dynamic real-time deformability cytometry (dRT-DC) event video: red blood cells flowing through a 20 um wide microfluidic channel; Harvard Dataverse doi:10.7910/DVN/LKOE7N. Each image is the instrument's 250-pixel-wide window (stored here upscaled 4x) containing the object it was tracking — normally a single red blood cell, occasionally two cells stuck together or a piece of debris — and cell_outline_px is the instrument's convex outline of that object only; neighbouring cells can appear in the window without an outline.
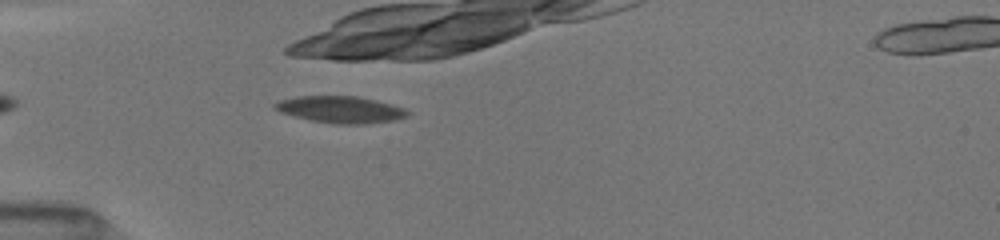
{"species": "common noctule bat (a hibernating species)", "species_latin": "Nyctalus noctula", "temperature_condition": "room temperature", "stored_images_in_passage": 3, "camera_frame_rate_fps": 3000, "um_per_image_px": 0.085, "animal": {"sex": "female", "body_mass_g": 19.5, "forearm_length_mm": 54.1}, "frame": {"image": 1, "passage_image": 2, "time_ms": 0.333, "image_size_px": [1000, 240], "cell_outline_px": [[408, 112], [404, 116], [392, 120], [360, 124], [336, 124], [312, 120], [280, 112], [272, 104], [280, 100], [296, 96], [356, 96], [404, 108]], "centroid_in_image_um": [28.87, 9.3], "position_along_channel_um": 56.1, "area_um2": 20.06}}